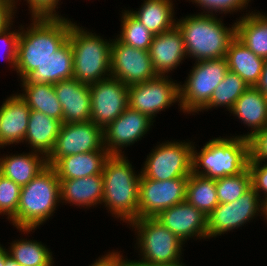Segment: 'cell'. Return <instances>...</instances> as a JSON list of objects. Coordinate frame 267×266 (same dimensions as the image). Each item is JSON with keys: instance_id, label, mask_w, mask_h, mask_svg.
<instances>
[{"instance_id": "11", "label": "cell", "mask_w": 267, "mask_h": 266, "mask_svg": "<svg viewBox=\"0 0 267 266\" xmlns=\"http://www.w3.org/2000/svg\"><path fill=\"white\" fill-rule=\"evenodd\" d=\"M179 85L167 75H157L146 82L131 85L128 89L129 107L153 120L159 111L172 103H180Z\"/></svg>"}, {"instance_id": "32", "label": "cell", "mask_w": 267, "mask_h": 266, "mask_svg": "<svg viewBox=\"0 0 267 266\" xmlns=\"http://www.w3.org/2000/svg\"><path fill=\"white\" fill-rule=\"evenodd\" d=\"M8 249L9 256L21 266H53L52 252L36 240L23 238L11 243Z\"/></svg>"}, {"instance_id": "2", "label": "cell", "mask_w": 267, "mask_h": 266, "mask_svg": "<svg viewBox=\"0 0 267 266\" xmlns=\"http://www.w3.org/2000/svg\"><path fill=\"white\" fill-rule=\"evenodd\" d=\"M132 164L122 155H110L103 166V200L107 210L126 223L138 219L139 181Z\"/></svg>"}, {"instance_id": "9", "label": "cell", "mask_w": 267, "mask_h": 266, "mask_svg": "<svg viewBox=\"0 0 267 266\" xmlns=\"http://www.w3.org/2000/svg\"><path fill=\"white\" fill-rule=\"evenodd\" d=\"M192 142H166L147 155L140 173L144 178L166 181L188 178L192 173Z\"/></svg>"}, {"instance_id": "4", "label": "cell", "mask_w": 267, "mask_h": 266, "mask_svg": "<svg viewBox=\"0 0 267 266\" xmlns=\"http://www.w3.org/2000/svg\"><path fill=\"white\" fill-rule=\"evenodd\" d=\"M232 137L211 139L199 153L194 150L196 147L193 144L192 173L217 179L238 175L246 170L250 159V142L238 135Z\"/></svg>"}, {"instance_id": "18", "label": "cell", "mask_w": 267, "mask_h": 266, "mask_svg": "<svg viewBox=\"0 0 267 266\" xmlns=\"http://www.w3.org/2000/svg\"><path fill=\"white\" fill-rule=\"evenodd\" d=\"M63 112L62 123L91 121L90 85L75 78L53 84Z\"/></svg>"}, {"instance_id": "14", "label": "cell", "mask_w": 267, "mask_h": 266, "mask_svg": "<svg viewBox=\"0 0 267 266\" xmlns=\"http://www.w3.org/2000/svg\"><path fill=\"white\" fill-rule=\"evenodd\" d=\"M128 89L111 76L90 84L91 121L104 129L118 118L129 107Z\"/></svg>"}, {"instance_id": "1", "label": "cell", "mask_w": 267, "mask_h": 266, "mask_svg": "<svg viewBox=\"0 0 267 266\" xmlns=\"http://www.w3.org/2000/svg\"><path fill=\"white\" fill-rule=\"evenodd\" d=\"M31 18L32 23L27 30L20 25L16 59V72L20 80L25 79L68 40L73 23L62 16Z\"/></svg>"}, {"instance_id": "10", "label": "cell", "mask_w": 267, "mask_h": 266, "mask_svg": "<svg viewBox=\"0 0 267 266\" xmlns=\"http://www.w3.org/2000/svg\"><path fill=\"white\" fill-rule=\"evenodd\" d=\"M258 212L265 215V204L251 186L237 200L218 204L207 216V239L244 226L255 215L258 216Z\"/></svg>"}, {"instance_id": "46", "label": "cell", "mask_w": 267, "mask_h": 266, "mask_svg": "<svg viewBox=\"0 0 267 266\" xmlns=\"http://www.w3.org/2000/svg\"><path fill=\"white\" fill-rule=\"evenodd\" d=\"M5 266H21L18 262L8 256L5 260Z\"/></svg>"}, {"instance_id": "21", "label": "cell", "mask_w": 267, "mask_h": 266, "mask_svg": "<svg viewBox=\"0 0 267 266\" xmlns=\"http://www.w3.org/2000/svg\"><path fill=\"white\" fill-rule=\"evenodd\" d=\"M230 113L251 127L250 133L240 135L249 140L267 126V98L255 86H251L237 99Z\"/></svg>"}, {"instance_id": "37", "label": "cell", "mask_w": 267, "mask_h": 266, "mask_svg": "<svg viewBox=\"0 0 267 266\" xmlns=\"http://www.w3.org/2000/svg\"><path fill=\"white\" fill-rule=\"evenodd\" d=\"M189 1L196 3V5L198 4L202 8V10L204 9L201 14L207 13L209 15L210 13V15H213L214 12L215 13L224 12L225 14L229 12L232 13L233 11L238 12L242 9L244 10V8L248 6L249 1L251 0H189Z\"/></svg>"}, {"instance_id": "26", "label": "cell", "mask_w": 267, "mask_h": 266, "mask_svg": "<svg viewBox=\"0 0 267 266\" xmlns=\"http://www.w3.org/2000/svg\"><path fill=\"white\" fill-rule=\"evenodd\" d=\"M47 166V157L35 151L0 158V174L21 187L27 185Z\"/></svg>"}, {"instance_id": "30", "label": "cell", "mask_w": 267, "mask_h": 266, "mask_svg": "<svg viewBox=\"0 0 267 266\" xmlns=\"http://www.w3.org/2000/svg\"><path fill=\"white\" fill-rule=\"evenodd\" d=\"M23 92L19 94L31 110L40 111L47 116L63 121L61 104L53 84L28 82L22 79Z\"/></svg>"}, {"instance_id": "35", "label": "cell", "mask_w": 267, "mask_h": 266, "mask_svg": "<svg viewBox=\"0 0 267 266\" xmlns=\"http://www.w3.org/2000/svg\"><path fill=\"white\" fill-rule=\"evenodd\" d=\"M219 204L231 203L251 187V175L247 168L242 173L215 179Z\"/></svg>"}, {"instance_id": "20", "label": "cell", "mask_w": 267, "mask_h": 266, "mask_svg": "<svg viewBox=\"0 0 267 266\" xmlns=\"http://www.w3.org/2000/svg\"><path fill=\"white\" fill-rule=\"evenodd\" d=\"M31 109L17 93L0 106V147L24 142Z\"/></svg>"}, {"instance_id": "3", "label": "cell", "mask_w": 267, "mask_h": 266, "mask_svg": "<svg viewBox=\"0 0 267 266\" xmlns=\"http://www.w3.org/2000/svg\"><path fill=\"white\" fill-rule=\"evenodd\" d=\"M181 31L187 56L197 61L225 58L230 42L236 37L235 23L224 26L220 18L193 14L176 21Z\"/></svg>"}, {"instance_id": "15", "label": "cell", "mask_w": 267, "mask_h": 266, "mask_svg": "<svg viewBox=\"0 0 267 266\" xmlns=\"http://www.w3.org/2000/svg\"><path fill=\"white\" fill-rule=\"evenodd\" d=\"M157 76L149 51L125 45L117 38L112 41L111 77L127 86L146 82Z\"/></svg>"}, {"instance_id": "39", "label": "cell", "mask_w": 267, "mask_h": 266, "mask_svg": "<svg viewBox=\"0 0 267 266\" xmlns=\"http://www.w3.org/2000/svg\"><path fill=\"white\" fill-rule=\"evenodd\" d=\"M11 26L5 31L0 33V46L1 50L4 48V53L6 54L4 58L7 59L9 64L14 70H16V59H17V43L20 31H11ZM3 54V52H2ZM1 56V55H0ZM2 57V56H1Z\"/></svg>"}, {"instance_id": "16", "label": "cell", "mask_w": 267, "mask_h": 266, "mask_svg": "<svg viewBox=\"0 0 267 266\" xmlns=\"http://www.w3.org/2000/svg\"><path fill=\"white\" fill-rule=\"evenodd\" d=\"M153 122L149 116L128 107L103 129L104 147L110 155H122L123 148L141 140Z\"/></svg>"}, {"instance_id": "8", "label": "cell", "mask_w": 267, "mask_h": 266, "mask_svg": "<svg viewBox=\"0 0 267 266\" xmlns=\"http://www.w3.org/2000/svg\"><path fill=\"white\" fill-rule=\"evenodd\" d=\"M188 78L179 85L180 110L183 113H197L210 100L214 89L228 71L225 58L195 62Z\"/></svg>"}, {"instance_id": "24", "label": "cell", "mask_w": 267, "mask_h": 266, "mask_svg": "<svg viewBox=\"0 0 267 266\" xmlns=\"http://www.w3.org/2000/svg\"><path fill=\"white\" fill-rule=\"evenodd\" d=\"M110 156L107 149L80 153L60 158L52 167L59 180H70L102 174L106 159Z\"/></svg>"}, {"instance_id": "41", "label": "cell", "mask_w": 267, "mask_h": 266, "mask_svg": "<svg viewBox=\"0 0 267 266\" xmlns=\"http://www.w3.org/2000/svg\"><path fill=\"white\" fill-rule=\"evenodd\" d=\"M59 1L61 0H27V3L32 17H56L61 16L56 12Z\"/></svg>"}, {"instance_id": "23", "label": "cell", "mask_w": 267, "mask_h": 266, "mask_svg": "<svg viewBox=\"0 0 267 266\" xmlns=\"http://www.w3.org/2000/svg\"><path fill=\"white\" fill-rule=\"evenodd\" d=\"M62 202L85 208L101 204L103 200V177L95 174L88 177L59 180Z\"/></svg>"}, {"instance_id": "36", "label": "cell", "mask_w": 267, "mask_h": 266, "mask_svg": "<svg viewBox=\"0 0 267 266\" xmlns=\"http://www.w3.org/2000/svg\"><path fill=\"white\" fill-rule=\"evenodd\" d=\"M21 186L0 174V215L8 216V220L17 228V207Z\"/></svg>"}, {"instance_id": "45", "label": "cell", "mask_w": 267, "mask_h": 266, "mask_svg": "<svg viewBox=\"0 0 267 266\" xmlns=\"http://www.w3.org/2000/svg\"><path fill=\"white\" fill-rule=\"evenodd\" d=\"M9 256L6 248L0 244V266H5V260Z\"/></svg>"}, {"instance_id": "28", "label": "cell", "mask_w": 267, "mask_h": 266, "mask_svg": "<svg viewBox=\"0 0 267 266\" xmlns=\"http://www.w3.org/2000/svg\"><path fill=\"white\" fill-rule=\"evenodd\" d=\"M235 22L236 38L254 54L267 59V15L251 12Z\"/></svg>"}, {"instance_id": "13", "label": "cell", "mask_w": 267, "mask_h": 266, "mask_svg": "<svg viewBox=\"0 0 267 266\" xmlns=\"http://www.w3.org/2000/svg\"><path fill=\"white\" fill-rule=\"evenodd\" d=\"M103 128L92 121L62 123L54 149L47 157V164L53 166L60 158L104 149Z\"/></svg>"}, {"instance_id": "7", "label": "cell", "mask_w": 267, "mask_h": 266, "mask_svg": "<svg viewBox=\"0 0 267 266\" xmlns=\"http://www.w3.org/2000/svg\"><path fill=\"white\" fill-rule=\"evenodd\" d=\"M129 225L137 232V249L140 248L142 255L141 260H130L131 265H161L181 261V249L185 243L155 218H138Z\"/></svg>"}, {"instance_id": "27", "label": "cell", "mask_w": 267, "mask_h": 266, "mask_svg": "<svg viewBox=\"0 0 267 266\" xmlns=\"http://www.w3.org/2000/svg\"><path fill=\"white\" fill-rule=\"evenodd\" d=\"M228 70L236 73L249 87L259 81L265 59L254 54L236 37L230 42L226 52Z\"/></svg>"}, {"instance_id": "22", "label": "cell", "mask_w": 267, "mask_h": 266, "mask_svg": "<svg viewBox=\"0 0 267 266\" xmlns=\"http://www.w3.org/2000/svg\"><path fill=\"white\" fill-rule=\"evenodd\" d=\"M74 57L68 39L56 52L41 63L25 79L28 82L55 84L73 78Z\"/></svg>"}, {"instance_id": "43", "label": "cell", "mask_w": 267, "mask_h": 266, "mask_svg": "<svg viewBox=\"0 0 267 266\" xmlns=\"http://www.w3.org/2000/svg\"><path fill=\"white\" fill-rule=\"evenodd\" d=\"M89 266H131L130 260H125L120 252H109Z\"/></svg>"}, {"instance_id": "12", "label": "cell", "mask_w": 267, "mask_h": 266, "mask_svg": "<svg viewBox=\"0 0 267 266\" xmlns=\"http://www.w3.org/2000/svg\"><path fill=\"white\" fill-rule=\"evenodd\" d=\"M188 178L158 181L140 176L138 218H155L161 211L186 200Z\"/></svg>"}, {"instance_id": "40", "label": "cell", "mask_w": 267, "mask_h": 266, "mask_svg": "<svg viewBox=\"0 0 267 266\" xmlns=\"http://www.w3.org/2000/svg\"><path fill=\"white\" fill-rule=\"evenodd\" d=\"M249 161L266 162L267 160V126L249 139Z\"/></svg>"}, {"instance_id": "48", "label": "cell", "mask_w": 267, "mask_h": 266, "mask_svg": "<svg viewBox=\"0 0 267 266\" xmlns=\"http://www.w3.org/2000/svg\"><path fill=\"white\" fill-rule=\"evenodd\" d=\"M264 217L267 219V203L265 204V216Z\"/></svg>"}, {"instance_id": "17", "label": "cell", "mask_w": 267, "mask_h": 266, "mask_svg": "<svg viewBox=\"0 0 267 266\" xmlns=\"http://www.w3.org/2000/svg\"><path fill=\"white\" fill-rule=\"evenodd\" d=\"M155 219L184 243L193 237L207 239V216L186 200L161 211Z\"/></svg>"}, {"instance_id": "25", "label": "cell", "mask_w": 267, "mask_h": 266, "mask_svg": "<svg viewBox=\"0 0 267 266\" xmlns=\"http://www.w3.org/2000/svg\"><path fill=\"white\" fill-rule=\"evenodd\" d=\"M61 125L60 120L40 111L31 110L24 141L28 142L32 151L48 157L54 149Z\"/></svg>"}, {"instance_id": "19", "label": "cell", "mask_w": 267, "mask_h": 266, "mask_svg": "<svg viewBox=\"0 0 267 266\" xmlns=\"http://www.w3.org/2000/svg\"><path fill=\"white\" fill-rule=\"evenodd\" d=\"M149 55L157 75H167L177 68L187 56L183 36L178 27L154 35Z\"/></svg>"}, {"instance_id": "38", "label": "cell", "mask_w": 267, "mask_h": 266, "mask_svg": "<svg viewBox=\"0 0 267 266\" xmlns=\"http://www.w3.org/2000/svg\"><path fill=\"white\" fill-rule=\"evenodd\" d=\"M262 162L257 161H249L248 162V169L251 175V186L256 190L258 196H260L261 192L264 194L265 199L263 198L262 201L264 204L267 203V162L263 165Z\"/></svg>"}, {"instance_id": "33", "label": "cell", "mask_w": 267, "mask_h": 266, "mask_svg": "<svg viewBox=\"0 0 267 266\" xmlns=\"http://www.w3.org/2000/svg\"><path fill=\"white\" fill-rule=\"evenodd\" d=\"M249 88V85L236 73L228 70L224 79L214 89L209 102L200 110L212 109L213 107H226L230 111L237 99Z\"/></svg>"}, {"instance_id": "5", "label": "cell", "mask_w": 267, "mask_h": 266, "mask_svg": "<svg viewBox=\"0 0 267 266\" xmlns=\"http://www.w3.org/2000/svg\"><path fill=\"white\" fill-rule=\"evenodd\" d=\"M61 202L56 170L47 166L22 186L17 207V230L30 233L49 219Z\"/></svg>"}, {"instance_id": "47", "label": "cell", "mask_w": 267, "mask_h": 266, "mask_svg": "<svg viewBox=\"0 0 267 266\" xmlns=\"http://www.w3.org/2000/svg\"><path fill=\"white\" fill-rule=\"evenodd\" d=\"M131 266H186L184 263L182 264V261L172 263V264H161V265H131Z\"/></svg>"}, {"instance_id": "29", "label": "cell", "mask_w": 267, "mask_h": 266, "mask_svg": "<svg viewBox=\"0 0 267 266\" xmlns=\"http://www.w3.org/2000/svg\"><path fill=\"white\" fill-rule=\"evenodd\" d=\"M173 7L172 0H144L138 11L129 12L153 35H158L176 26Z\"/></svg>"}, {"instance_id": "31", "label": "cell", "mask_w": 267, "mask_h": 266, "mask_svg": "<svg viewBox=\"0 0 267 266\" xmlns=\"http://www.w3.org/2000/svg\"><path fill=\"white\" fill-rule=\"evenodd\" d=\"M186 201L208 216L219 204L215 179L191 173L186 185Z\"/></svg>"}, {"instance_id": "34", "label": "cell", "mask_w": 267, "mask_h": 266, "mask_svg": "<svg viewBox=\"0 0 267 266\" xmlns=\"http://www.w3.org/2000/svg\"><path fill=\"white\" fill-rule=\"evenodd\" d=\"M122 13V29L117 39L125 45L149 51L154 35L128 10Z\"/></svg>"}, {"instance_id": "42", "label": "cell", "mask_w": 267, "mask_h": 266, "mask_svg": "<svg viewBox=\"0 0 267 266\" xmlns=\"http://www.w3.org/2000/svg\"><path fill=\"white\" fill-rule=\"evenodd\" d=\"M17 0H0V33L13 25Z\"/></svg>"}, {"instance_id": "44", "label": "cell", "mask_w": 267, "mask_h": 266, "mask_svg": "<svg viewBox=\"0 0 267 266\" xmlns=\"http://www.w3.org/2000/svg\"><path fill=\"white\" fill-rule=\"evenodd\" d=\"M255 87L267 98V59H265L259 81Z\"/></svg>"}, {"instance_id": "6", "label": "cell", "mask_w": 267, "mask_h": 266, "mask_svg": "<svg viewBox=\"0 0 267 266\" xmlns=\"http://www.w3.org/2000/svg\"><path fill=\"white\" fill-rule=\"evenodd\" d=\"M68 39L74 57L73 78L90 85L111 76L112 39L108 42L76 23L71 24Z\"/></svg>"}]
</instances>
